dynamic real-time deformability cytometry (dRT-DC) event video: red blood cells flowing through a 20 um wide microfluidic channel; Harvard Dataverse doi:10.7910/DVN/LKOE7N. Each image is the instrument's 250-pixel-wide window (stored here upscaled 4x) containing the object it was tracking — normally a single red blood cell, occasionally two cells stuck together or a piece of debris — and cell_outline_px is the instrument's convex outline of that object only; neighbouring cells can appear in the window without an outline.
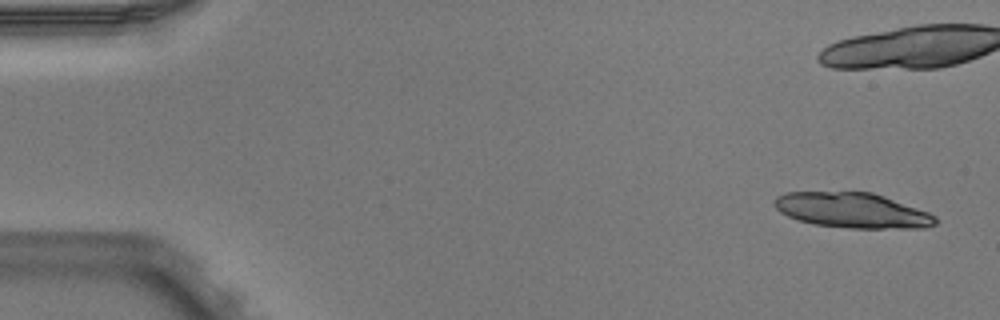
{"species": "Egyptian fruit bat (a non-hibernating species)", "species_latin": "Rousettus aegyptiacus", "temperature_condition": "warm", "stored_images_in_passage": 8, "segment_of_instrument_passage": [1, 2], "camera_frame_rate_fps": 3000, "um_per_image_px": 0.085, "animal": {"sex": "male"}, "frame": {"image": 1, "passage_image": 1, "time_ms": 0.0, "image_size_px": [1000, 320], "cell_outline_px": [[936, 224], [928, 228], [848, 228], [816, 224], [796, 220], [780, 212], [772, 204], [772, 200], [776, 196], [784, 192], [872, 192], [884, 196], [928, 212], [936, 216]], "centroid_in_image_um": [72.41, 17.88], "position_along_channel_um": 12.6, "area_um2": 33.12}}
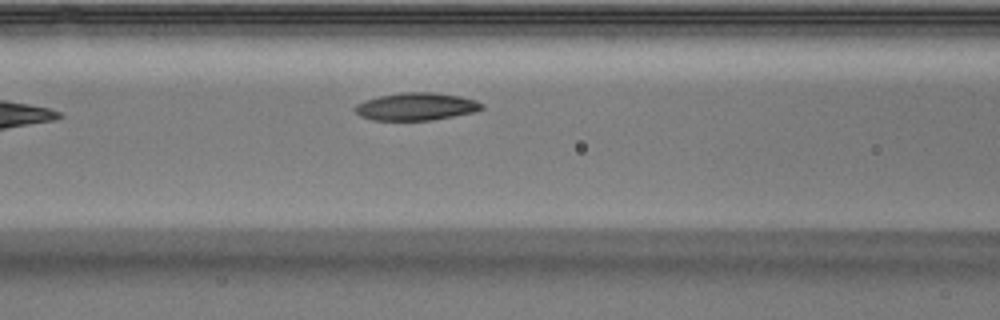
{"frame": {"image": 2, "passage_image": 7, "time_ms": 2.0, "image_size_px": [1000, 320], "cell_outline_px": [[484, 108], [476, 112], [432, 120], [372, 120], [360, 116], [352, 108], [356, 104], [364, 100], [380, 96], [400, 92], [432, 92], [460, 96], [476, 100], [484, 104]], "centroid_in_image_um": [35.38, 9.05], "position_along_channel_um": 131.2, "area_um2": 20.58}}